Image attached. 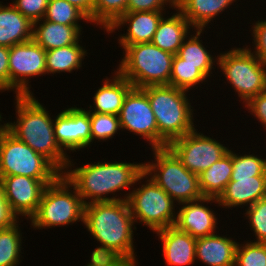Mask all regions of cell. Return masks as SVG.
<instances>
[{
    "label": "cell",
    "instance_id": "d6986e66",
    "mask_svg": "<svg viewBox=\"0 0 266 266\" xmlns=\"http://www.w3.org/2000/svg\"><path fill=\"white\" fill-rule=\"evenodd\" d=\"M162 242V251L166 266H191L195 263L196 238L178 230L175 226L156 232Z\"/></svg>",
    "mask_w": 266,
    "mask_h": 266
},
{
    "label": "cell",
    "instance_id": "603a6c76",
    "mask_svg": "<svg viewBox=\"0 0 266 266\" xmlns=\"http://www.w3.org/2000/svg\"><path fill=\"white\" fill-rule=\"evenodd\" d=\"M0 1V46L12 47L32 40L33 23L11 3Z\"/></svg>",
    "mask_w": 266,
    "mask_h": 266
},
{
    "label": "cell",
    "instance_id": "b9f144b4",
    "mask_svg": "<svg viewBox=\"0 0 266 266\" xmlns=\"http://www.w3.org/2000/svg\"><path fill=\"white\" fill-rule=\"evenodd\" d=\"M19 219L11 212L0 180V229L11 227Z\"/></svg>",
    "mask_w": 266,
    "mask_h": 266
},
{
    "label": "cell",
    "instance_id": "f35d334b",
    "mask_svg": "<svg viewBox=\"0 0 266 266\" xmlns=\"http://www.w3.org/2000/svg\"><path fill=\"white\" fill-rule=\"evenodd\" d=\"M175 9L168 0H128L126 12L166 11L165 7Z\"/></svg>",
    "mask_w": 266,
    "mask_h": 266
},
{
    "label": "cell",
    "instance_id": "4316f807",
    "mask_svg": "<svg viewBox=\"0 0 266 266\" xmlns=\"http://www.w3.org/2000/svg\"><path fill=\"white\" fill-rule=\"evenodd\" d=\"M78 41L75 44L67 45L53 50L46 51V74L71 73L80 69L87 50Z\"/></svg>",
    "mask_w": 266,
    "mask_h": 266
},
{
    "label": "cell",
    "instance_id": "bcb514c9",
    "mask_svg": "<svg viewBox=\"0 0 266 266\" xmlns=\"http://www.w3.org/2000/svg\"><path fill=\"white\" fill-rule=\"evenodd\" d=\"M2 115H1V113H0V122L2 123L3 121H2ZM0 123V127L2 126V124Z\"/></svg>",
    "mask_w": 266,
    "mask_h": 266
},
{
    "label": "cell",
    "instance_id": "277c9868",
    "mask_svg": "<svg viewBox=\"0 0 266 266\" xmlns=\"http://www.w3.org/2000/svg\"><path fill=\"white\" fill-rule=\"evenodd\" d=\"M149 99L158 127V148L195 130L194 110L188 91L170 85L142 88Z\"/></svg>",
    "mask_w": 266,
    "mask_h": 266
},
{
    "label": "cell",
    "instance_id": "e0dca14e",
    "mask_svg": "<svg viewBox=\"0 0 266 266\" xmlns=\"http://www.w3.org/2000/svg\"><path fill=\"white\" fill-rule=\"evenodd\" d=\"M163 11L126 12L106 31L108 35L127 25V32L119 35V45L124 49L128 45L151 42L158 24L165 15Z\"/></svg>",
    "mask_w": 266,
    "mask_h": 266
},
{
    "label": "cell",
    "instance_id": "7402d4cb",
    "mask_svg": "<svg viewBox=\"0 0 266 266\" xmlns=\"http://www.w3.org/2000/svg\"><path fill=\"white\" fill-rule=\"evenodd\" d=\"M82 33V26L62 25L42 19L33 23L32 39L48 51L77 43Z\"/></svg>",
    "mask_w": 266,
    "mask_h": 266
},
{
    "label": "cell",
    "instance_id": "e575fe53",
    "mask_svg": "<svg viewBox=\"0 0 266 266\" xmlns=\"http://www.w3.org/2000/svg\"><path fill=\"white\" fill-rule=\"evenodd\" d=\"M235 266H266V243L245 241L238 243Z\"/></svg>",
    "mask_w": 266,
    "mask_h": 266
},
{
    "label": "cell",
    "instance_id": "f546056e",
    "mask_svg": "<svg viewBox=\"0 0 266 266\" xmlns=\"http://www.w3.org/2000/svg\"><path fill=\"white\" fill-rule=\"evenodd\" d=\"M19 220L11 227L0 229V266H17L22 257V233L18 224Z\"/></svg>",
    "mask_w": 266,
    "mask_h": 266
},
{
    "label": "cell",
    "instance_id": "ba28073f",
    "mask_svg": "<svg viewBox=\"0 0 266 266\" xmlns=\"http://www.w3.org/2000/svg\"><path fill=\"white\" fill-rule=\"evenodd\" d=\"M62 173L42 154L0 127V176L23 175L41 180L46 186Z\"/></svg>",
    "mask_w": 266,
    "mask_h": 266
},
{
    "label": "cell",
    "instance_id": "9a60e30c",
    "mask_svg": "<svg viewBox=\"0 0 266 266\" xmlns=\"http://www.w3.org/2000/svg\"><path fill=\"white\" fill-rule=\"evenodd\" d=\"M11 212L27 220L36 213L46 185L38 179L23 175L0 176Z\"/></svg>",
    "mask_w": 266,
    "mask_h": 266
},
{
    "label": "cell",
    "instance_id": "7c38bea8",
    "mask_svg": "<svg viewBox=\"0 0 266 266\" xmlns=\"http://www.w3.org/2000/svg\"><path fill=\"white\" fill-rule=\"evenodd\" d=\"M46 50L33 39L9 48L10 91L17 95H33L31 77L46 75Z\"/></svg>",
    "mask_w": 266,
    "mask_h": 266
},
{
    "label": "cell",
    "instance_id": "836d02e7",
    "mask_svg": "<svg viewBox=\"0 0 266 266\" xmlns=\"http://www.w3.org/2000/svg\"><path fill=\"white\" fill-rule=\"evenodd\" d=\"M91 123V142L113 138L121 130L118 115L89 112ZM96 139V140H95ZM95 140V141H94Z\"/></svg>",
    "mask_w": 266,
    "mask_h": 266
},
{
    "label": "cell",
    "instance_id": "484cf974",
    "mask_svg": "<svg viewBox=\"0 0 266 266\" xmlns=\"http://www.w3.org/2000/svg\"><path fill=\"white\" fill-rule=\"evenodd\" d=\"M232 149L220 160L198 175L199 188L203 196L218 198L231 179Z\"/></svg>",
    "mask_w": 266,
    "mask_h": 266
},
{
    "label": "cell",
    "instance_id": "4fadbf2b",
    "mask_svg": "<svg viewBox=\"0 0 266 266\" xmlns=\"http://www.w3.org/2000/svg\"><path fill=\"white\" fill-rule=\"evenodd\" d=\"M122 131L128 130L158 148V127L148 96L142 88L132 87L118 115Z\"/></svg>",
    "mask_w": 266,
    "mask_h": 266
},
{
    "label": "cell",
    "instance_id": "8d00e7d4",
    "mask_svg": "<svg viewBox=\"0 0 266 266\" xmlns=\"http://www.w3.org/2000/svg\"><path fill=\"white\" fill-rule=\"evenodd\" d=\"M49 0H14L12 5L32 23L44 18Z\"/></svg>",
    "mask_w": 266,
    "mask_h": 266
},
{
    "label": "cell",
    "instance_id": "2e32d148",
    "mask_svg": "<svg viewBox=\"0 0 266 266\" xmlns=\"http://www.w3.org/2000/svg\"><path fill=\"white\" fill-rule=\"evenodd\" d=\"M212 203L219 204L217 198L203 196L198 200L179 204L182 206L176 208L179 211H177L174 226L194 238L216 234L215 230L218 228L217 214L208 206Z\"/></svg>",
    "mask_w": 266,
    "mask_h": 266
},
{
    "label": "cell",
    "instance_id": "8992f818",
    "mask_svg": "<svg viewBox=\"0 0 266 266\" xmlns=\"http://www.w3.org/2000/svg\"><path fill=\"white\" fill-rule=\"evenodd\" d=\"M84 206L76 188L61 174L45 187L38 209L30 218L31 226L40 230L80 221L83 224Z\"/></svg>",
    "mask_w": 266,
    "mask_h": 266
},
{
    "label": "cell",
    "instance_id": "ee69618b",
    "mask_svg": "<svg viewBox=\"0 0 266 266\" xmlns=\"http://www.w3.org/2000/svg\"><path fill=\"white\" fill-rule=\"evenodd\" d=\"M84 266H136L130 263L88 262Z\"/></svg>",
    "mask_w": 266,
    "mask_h": 266
},
{
    "label": "cell",
    "instance_id": "60d3db41",
    "mask_svg": "<svg viewBox=\"0 0 266 266\" xmlns=\"http://www.w3.org/2000/svg\"><path fill=\"white\" fill-rule=\"evenodd\" d=\"M10 90L9 47L0 46V92Z\"/></svg>",
    "mask_w": 266,
    "mask_h": 266
},
{
    "label": "cell",
    "instance_id": "d4e9b609",
    "mask_svg": "<svg viewBox=\"0 0 266 266\" xmlns=\"http://www.w3.org/2000/svg\"><path fill=\"white\" fill-rule=\"evenodd\" d=\"M234 2L236 0H183L176 8L193 29H206L216 16L222 14Z\"/></svg>",
    "mask_w": 266,
    "mask_h": 266
},
{
    "label": "cell",
    "instance_id": "cb8c5ba5",
    "mask_svg": "<svg viewBox=\"0 0 266 266\" xmlns=\"http://www.w3.org/2000/svg\"><path fill=\"white\" fill-rule=\"evenodd\" d=\"M176 12L168 17H162L154 33L152 43L161 50L176 55L184 39L190 34L189 21L175 8ZM171 16V17H170Z\"/></svg>",
    "mask_w": 266,
    "mask_h": 266
},
{
    "label": "cell",
    "instance_id": "4dcf8cb0",
    "mask_svg": "<svg viewBox=\"0 0 266 266\" xmlns=\"http://www.w3.org/2000/svg\"><path fill=\"white\" fill-rule=\"evenodd\" d=\"M44 20L62 25L81 26L80 20L90 23L89 19L66 0H49Z\"/></svg>",
    "mask_w": 266,
    "mask_h": 266
},
{
    "label": "cell",
    "instance_id": "3957f363",
    "mask_svg": "<svg viewBox=\"0 0 266 266\" xmlns=\"http://www.w3.org/2000/svg\"><path fill=\"white\" fill-rule=\"evenodd\" d=\"M14 97L17 121L3 122L2 125L63 173L71 156L65 153L55 140L54 119L51 114L33 95Z\"/></svg>",
    "mask_w": 266,
    "mask_h": 266
},
{
    "label": "cell",
    "instance_id": "8fae6325",
    "mask_svg": "<svg viewBox=\"0 0 266 266\" xmlns=\"http://www.w3.org/2000/svg\"><path fill=\"white\" fill-rule=\"evenodd\" d=\"M192 173L199 175L225 156L230 149L198 129L179 137L167 146Z\"/></svg>",
    "mask_w": 266,
    "mask_h": 266
},
{
    "label": "cell",
    "instance_id": "ac0fdd59",
    "mask_svg": "<svg viewBox=\"0 0 266 266\" xmlns=\"http://www.w3.org/2000/svg\"><path fill=\"white\" fill-rule=\"evenodd\" d=\"M266 197V176L231 178L217 198L220 208H246Z\"/></svg>",
    "mask_w": 266,
    "mask_h": 266
},
{
    "label": "cell",
    "instance_id": "f6af8a7d",
    "mask_svg": "<svg viewBox=\"0 0 266 266\" xmlns=\"http://www.w3.org/2000/svg\"><path fill=\"white\" fill-rule=\"evenodd\" d=\"M175 8L183 1V0H168Z\"/></svg>",
    "mask_w": 266,
    "mask_h": 266
},
{
    "label": "cell",
    "instance_id": "f1b7e54d",
    "mask_svg": "<svg viewBox=\"0 0 266 266\" xmlns=\"http://www.w3.org/2000/svg\"><path fill=\"white\" fill-rule=\"evenodd\" d=\"M194 34H189L179 48L177 55L181 58V64L190 65H218V58L213 57L207 47L203 45L201 33L205 29H195ZM208 50V51H207Z\"/></svg>",
    "mask_w": 266,
    "mask_h": 266
},
{
    "label": "cell",
    "instance_id": "7bdbcfd3",
    "mask_svg": "<svg viewBox=\"0 0 266 266\" xmlns=\"http://www.w3.org/2000/svg\"><path fill=\"white\" fill-rule=\"evenodd\" d=\"M79 9L94 24V0H66Z\"/></svg>",
    "mask_w": 266,
    "mask_h": 266
},
{
    "label": "cell",
    "instance_id": "5bb4252c",
    "mask_svg": "<svg viewBox=\"0 0 266 266\" xmlns=\"http://www.w3.org/2000/svg\"><path fill=\"white\" fill-rule=\"evenodd\" d=\"M52 117L55 140L65 153L76 152L91 146V123L87 110L75 105V107H67Z\"/></svg>",
    "mask_w": 266,
    "mask_h": 266
},
{
    "label": "cell",
    "instance_id": "ab89813d",
    "mask_svg": "<svg viewBox=\"0 0 266 266\" xmlns=\"http://www.w3.org/2000/svg\"><path fill=\"white\" fill-rule=\"evenodd\" d=\"M243 107L246 109L248 108V112L258 119V122H260L262 127L265 128L264 130H266V91L251 98Z\"/></svg>",
    "mask_w": 266,
    "mask_h": 266
},
{
    "label": "cell",
    "instance_id": "44dd1931",
    "mask_svg": "<svg viewBox=\"0 0 266 266\" xmlns=\"http://www.w3.org/2000/svg\"><path fill=\"white\" fill-rule=\"evenodd\" d=\"M113 71V76L110 77L112 79L106 77L102 86L94 93V107L90 104L88 112L119 115L124 98L133 85L117 70Z\"/></svg>",
    "mask_w": 266,
    "mask_h": 266
},
{
    "label": "cell",
    "instance_id": "74e56055",
    "mask_svg": "<svg viewBox=\"0 0 266 266\" xmlns=\"http://www.w3.org/2000/svg\"><path fill=\"white\" fill-rule=\"evenodd\" d=\"M252 45L254 49L249 50L258 57L262 62L266 63V18L252 23ZM255 46V47H254ZM253 50V51H252ZM255 50V51H254Z\"/></svg>",
    "mask_w": 266,
    "mask_h": 266
},
{
    "label": "cell",
    "instance_id": "9c48e42d",
    "mask_svg": "<svg viewBox=\"0 0 266 266\" xmlns=\"http://www.w3.org/2000/svg\"><path fill=\"white\" fill-rule=\"evenodd\" d=\"M246 47L231 48L217 56L218 68L232 85L239 101L246 104L251 98L266 91V63Z\"/></svg>",
    "mask_w": 266,
    "mask_h": 266
},
{
    "label": "cell",
    "instance_id": "52a82bcc",
    "mask_svg": "<svg viewBox=\"0 0 266 266\" xmlns=\"http://www.w3.org/2000/svg\"><path fill=\"white\" fill-rule=\"evenodd\" d=\"M153 160L144 163V173L161 187L177 205L203 197L198 175L190 172L168 148H151Z\"/></svg>",
    "mask_w": 266,
    "mask_h": 266
},
{
    "label": "cell",
    "instance_id": "6da1fadb",
    "mask_svg": "<svg viewBox=\"0 0 266 266\" xmlns=\"http://www.w3.org/2000/svg\"><path fill=\"white\" fill-rule=\"evenodd\" d=\"M134 224L127 200L85 205L83 225L100 244L92 251L88 262L130 263L137 266L138 258L133 244Z\"/></svg>",
    "mask_w": 266,
    "mask_h": 266
},
{
    "label": "cell",
    "instance_id": "83f0119b",
    "mask_svg": "<svg viewBox=\"0 0 266 266\" xmlns=\"http://www.w3.org/2000/svg\"><path fill=\"white\" fill-rule=\"evenodd\" d=\"M215 65H190L181 64V58L176 54L172 61V72L169 85L185 91L193 90L209 80ZM208 77V78H207ZM193 88V89H192Z\"/></svg>",
    "mask_w": 266,
    "mask_h": 266
},
{
    "label": "cell",
    "instance_id": "30bf717a",
    "mask_svg": "<svg viewBox=\"0 0 266 266\" xmlns=\"http://www.w3.org/2000/svg\"><path fill=\"white\" fill-rule=\"evenodd\" d=\"M145 178L146 183L133 187L123 196L128 201L135 223L139 221L153 232L174 226L176 202L146 174Z\"/></svg>",
    "mask_w": 266,
    "mask_h": 266
},
{
    "label": "cell",
    "instance_id": "7a4b0ae2",
    "mask_svg": "<svg viewBox=\"0 0 266 266\" xmlns=\"http://www.w3.org/2000/svg\"><path fill=\"white\" fill-rule=\"evenodd\" d=\"M73 166H75L73 159H69L67 168L62 174L76 188L84 205L124 200L121 196H117L116 192L123 189L130 191L131 187L142 183L145 179L143 162L99 161L86 163L75 169Z\"/></svg>",
    "mask_w": 266,
    "mask_h": 266
},
{
    "label": "cell",
    "instance_id": "ffe728a7",
    "mask_svg": "<svg viewBox=\"0 0 266 266\" xmlns=\"http://www.w3.org/2000/svg\"><path fill=\"white\" fill-rule=\"evenodd\" d=\"M238 242L227 234L196 238V259L208 266H235Z\"/></svg>",
    "mask_w": 266,
    "mask_h": 266
},
{
    "label": "cell",
    "instance_id": "5b68a950",
    "mask_svg": "<svg viewBox=\"0 0 266 266\" xmlns=\"http://www.w3.org/2000/svg\"><path fill=\"white\" fill-rule=\"evenodd\" d=\"M122 56L116 70L133 87L169 85L173 54L147 42L126 46Z\"/></svg>",
    "mask_w": 266,
    "mask_h": 266
},
{
    "label": "cell",
    "instance_id": "1f68e13d",
    "mask_svg": "<svg viewBox=\"0 0 266 266\" xmlns=\"http://www.w3.org/2000/svg\"><path fill=\"white\" fill-rule=\"evenodd\" d=\"M128 0H94V25L107 31L126 13Z\"/></svg>",
    "mask_w": 266,
    "mask_h": 266
},
{
    "label": "cell",
    "instance_id": "d6a6232c",
    "mask_svg": "<svg viewBox=\"0 0 266 266\" xmlns=\"http://www.w3.org/2000/svg\"><path fill=\"white\" fill-rule=\"evenodd\" d=\"M231 178H249L252 176H266V158L255 154H238L232 150Z\"/></svg>",
    "mask_w": 266,
    "mask_h": 266
},
{
    "label": "cell",
    "instance_id": "d590c367",
    "mask_svg": "<svg viewBox=\"0 0 266 266\" xmlns=\"http://www.w3.org/2000/svg\"><path fill=\"white\" fill-rule=\"evenodd\" d=\"M245 211L244 216L256 237L251 242L266 243V197L259 199Z\"/></svg>",
    "mask_w": 266,
    "mask_h": 266
}]
</instances>
